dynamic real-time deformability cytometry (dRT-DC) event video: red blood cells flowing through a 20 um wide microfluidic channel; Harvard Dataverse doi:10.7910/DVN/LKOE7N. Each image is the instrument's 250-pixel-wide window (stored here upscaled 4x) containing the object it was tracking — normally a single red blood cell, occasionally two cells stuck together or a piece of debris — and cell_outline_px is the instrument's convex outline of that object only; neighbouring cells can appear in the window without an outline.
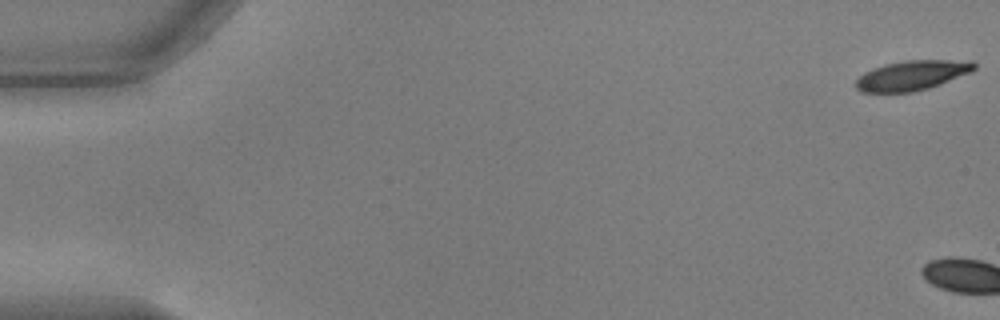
{"species": "common noctule bat (a hibernating species)", "species_latin": "Nyctalus noctula", "temperature_condition": "warm", "stored_images_in_passage": 4, "camera_frame_rate_fps": 3000, "um_per_image_px": 0.085, "animal": {"sex": "male", "body_mass_g": 17.9, "forearm_length_mm": 54.2}, "frame": {"image": 1, "passage_image": 1, "time_ms": 0.0, "image_size_px": [1000, 320], "cell_outline_px": [[976, 68], [972, 72], [940, 84], [928, 88], [912, 92], [860, 92], [856, 88], [856, 80], [864, 72], [872, 68], [884, 64], [904, 60], [972, 60], [976, 64]], "centroid_in_image_um": [77.54, 6.39], "position_along_channel_um": 7.5, "area_um2": 20.69}}